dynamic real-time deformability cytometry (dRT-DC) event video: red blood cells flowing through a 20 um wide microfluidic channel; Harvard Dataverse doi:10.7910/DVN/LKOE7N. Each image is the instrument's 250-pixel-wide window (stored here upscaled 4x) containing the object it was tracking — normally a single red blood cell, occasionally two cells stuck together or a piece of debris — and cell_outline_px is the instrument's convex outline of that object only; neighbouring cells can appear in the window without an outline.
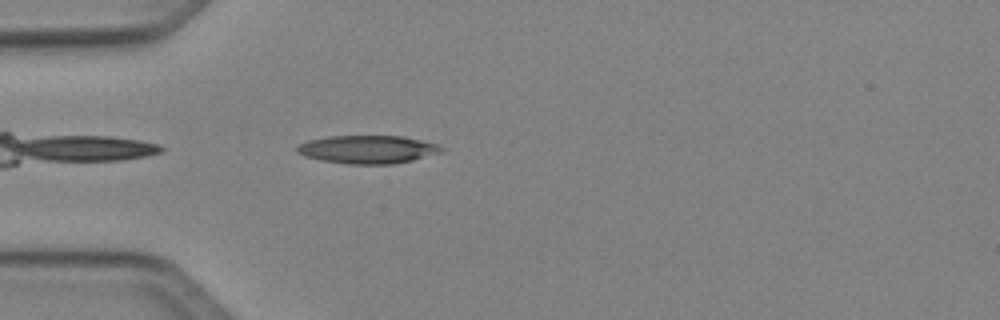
{"species": "Egyptian fruit bat (a non-hibernating species)", "species_latin": "Rousettus aegyptiacus", "temperature_condition": "cold", "stored_images_in_passage": 37, "camera_frame_rate_fps": 3000, "um_per_image_px": 0.085, "animal": {"sex": "female"}, "frame": {"image": 1, "passage_image": 2, "time_ms": 0.333, "image_size_px": [1000, 320], "cell_outline_px": [[444, 152], [412, 160], [392, 164], [348, 164], [324, 160], [304, 156], [296, 152], [296, 144], [308, 140], [328, 136], [400, 136], [440, 144], [444, 148]], "centroid_in_image_um": [31.26, 12.69], "position_along_channel_um": 53.7, "area_um2": 23.76}}
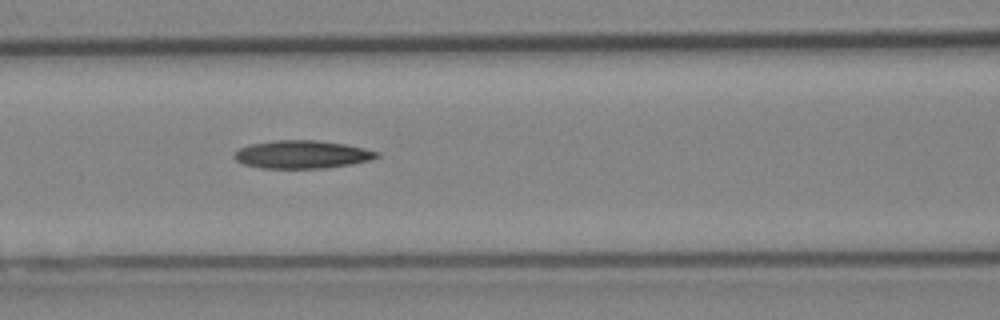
{"frame": {"image": 2, "passage_image": 9, "time_ms": 2.667, "image_size_px": [1000, 320], "cell_outline_px": [[380, 156], [368, 160], [352, 164], [328, 168], [260, 168], [244, 164], [236, 160], [232, 156], [240, 148], [252, 144], [276, 140], [316, 140], [344, 144], [364, 148], [380, 152]], "centroid_in_image_um": [25.69, 13.13], "position_along_channel_um": 140.9, "area_um2": 23.18}}
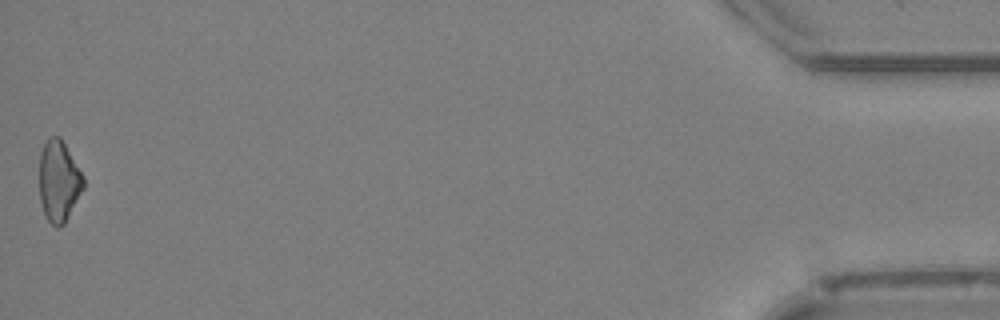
{"frame": {"image": 3, "passage_image": 37, "time_ms": 12.0, "image_size_px": [1000, 320], "cell_outline_px": [[84, 188], [64, 224], [60, 228], [56, 228], [48, 220], [44, 212], [40, 200], [40, 152], [48, 136], [60, 136], [84, 176]], "centroid_in_image_um": [5.0, 15.39], "position_along_channel_um": 430.2, "area_um2": 20.87}}